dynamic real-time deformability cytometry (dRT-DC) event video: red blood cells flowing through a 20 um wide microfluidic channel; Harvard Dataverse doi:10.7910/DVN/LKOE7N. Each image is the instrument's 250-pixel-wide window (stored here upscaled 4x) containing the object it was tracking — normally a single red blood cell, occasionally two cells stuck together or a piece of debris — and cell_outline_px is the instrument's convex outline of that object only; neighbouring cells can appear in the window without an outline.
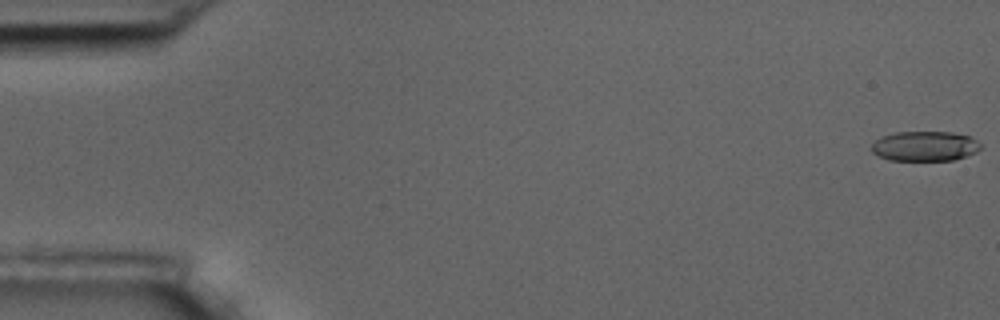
{"species": "common noctule bat (a hibernating species)", "species_latin": "Nyctalus noctula", "temperature_condition": "room temperature", "stored_images_in_passage": 12, "camera_frame_rate_fps": 3000, "um_per_image_px": 0.085, "animal": {"sex": "male", "body_mass_g": 17.5, "forearm_length_mm": 52.3}, "frame": {"image": 1, "passage_image": 1, "time_ms": 0.0, "image_size_px": [1000, 320], "cell_outline_px": [[980, 148], [976, 152], [952, 160], [888, 160], [872, 152], [868, 148], [876, 140], [884, 136], [896, 132], [952, 132], [968, 136], [976, 140], [980, 144]], "centroid_in_image_um": [78.57, 12.42], "position_along_channel_um": 6.4, "area_um2": 18.84}}